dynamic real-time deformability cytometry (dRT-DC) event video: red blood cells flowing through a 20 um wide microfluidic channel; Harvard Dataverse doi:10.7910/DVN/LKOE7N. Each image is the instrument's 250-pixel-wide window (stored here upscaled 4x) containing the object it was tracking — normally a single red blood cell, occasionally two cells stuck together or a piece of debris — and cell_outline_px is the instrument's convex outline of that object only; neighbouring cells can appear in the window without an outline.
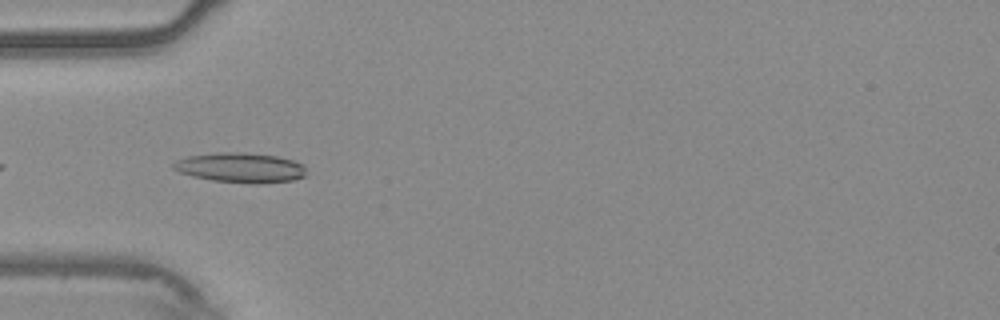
{"species": "common noctule bat (a hibernating species)", "species_latin": "Nyctalus noctula", "temperature_condition": "warm", "stored_images_in_passage": 10, "camera_frame_rate_fps": 3000, "um_per_image_px": 0.085, "animal": {"sex": "male", "body_mass_g": 20.4}, "frame": {"image": 1, "passage_image": 4, "time_ms": 1.0, "image_size_px": [1000, 320], "cell_outline_px": [[308, 176], [292, 180], [260, 184], [252, 184], [212, 180], [192, 176], [180, 172], [172, 168], [172, 164], [176, 160], [188, 156], [216, 152], [244, 152], [276, 156], [292, 160], [304, 164]], "centroid_in_image_um": [20.47, 14.25], "position_along_channel_um": 64.5, "area_um2": 23.41}}